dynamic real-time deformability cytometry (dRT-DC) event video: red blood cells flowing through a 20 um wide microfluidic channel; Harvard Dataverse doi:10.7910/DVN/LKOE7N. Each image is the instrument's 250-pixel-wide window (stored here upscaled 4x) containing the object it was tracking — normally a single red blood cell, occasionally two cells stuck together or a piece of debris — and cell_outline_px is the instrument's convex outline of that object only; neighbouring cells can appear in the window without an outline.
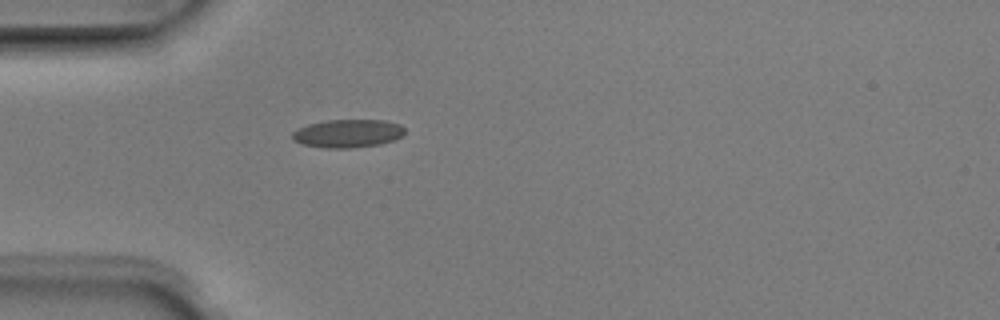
{"species": "Egyptian fruit bat (a non-hibernating species)", "species_latin": "Rousettus aegyptiacus", "temperature_condition": "room temperature", "stored_images_in_passage": 1, "camera_frame_rate_fps": 3000, "um_per_image_px": 0.085, "animal": {"sex": "male"}, "frame": {"image": 1, "passage_image": 1, "time_ms": 0.0, "image_size_px": [1000, 320], "cell_outline_px": [[404, 132], [400, 136], [392, 140], [380, 144], [348, 148], [328, 148], [304, 144], [292, 140], [292, 132], [308, 124], [328, 120], [384, 120], [400, 124], [404, 128]], "centroid_in_image_um": [29.55, 11.33], "position_along_channel_um": 55.4, "area_um2": 18.21}}